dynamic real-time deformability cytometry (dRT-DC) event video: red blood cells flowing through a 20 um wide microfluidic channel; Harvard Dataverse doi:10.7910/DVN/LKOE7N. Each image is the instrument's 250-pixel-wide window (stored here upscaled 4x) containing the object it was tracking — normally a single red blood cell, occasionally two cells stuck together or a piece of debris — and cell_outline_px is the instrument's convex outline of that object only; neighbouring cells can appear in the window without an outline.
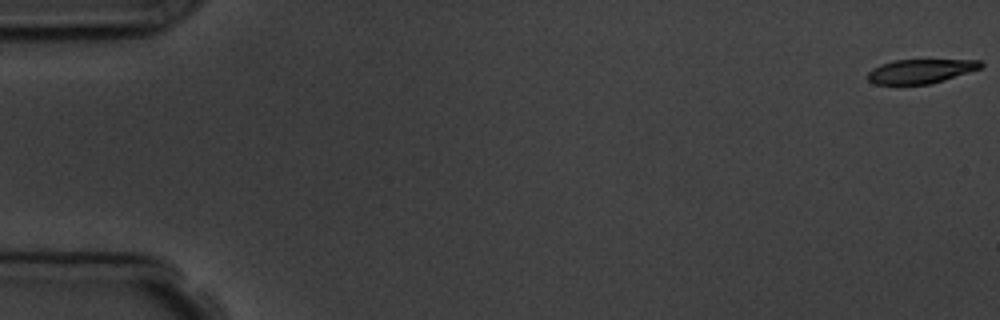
{"species": "common noctule bat (a hibernating species)", "species_latin": "Nyctalus noctula", "temperature_condition": "room temperature", "stored_images_in_passage": 5, "camera_frame_rate_fps": 3000, "um_per_image_px": 0.085, "animal": {"sex": "male", "body_mass_g": 19.5, "forearm_length_mm": 54.6}, "frame": {"image": 1, "passage_image": 1, "time_ms": 0.0, "image_size_px": [1000, 320], "cell_outline_px": [[984, 64], [980, 68], [944, 80], [928, 84], [876, 84], [868, 80], [868, 72], [872, 68], [880, 64], [896, 60], [980, 60]], "centroid_in_image_um": [78.23, 6.05], "position_along_channel_um": 6.8, "area_um2": 15.72}}
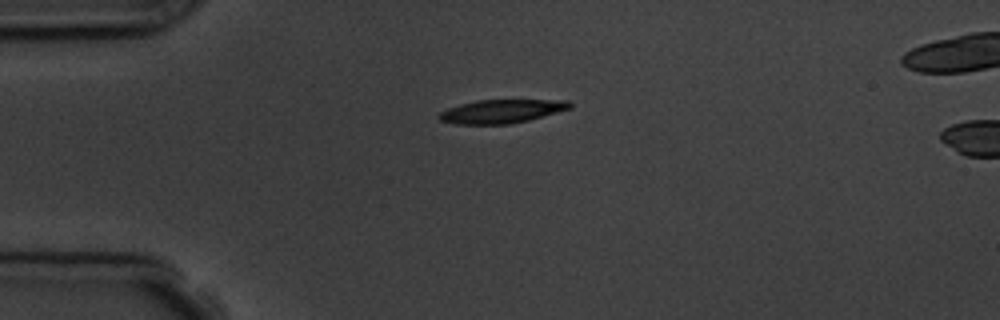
{"frame": {"image": 2, "passage_image": 4, "time_ms": 4.333, "image_size_px": [1000, 320], "cell_outline_px": [[572, 108], [528, 120], [508, 124], [456, 124], [440, 120], [436, 116], [440, 112], [448, 108], [460, 104], [476, 100], [568, 100], [572, 104]], "centroid_in_image_um": [42.62, 9.45], "position_along_channel_um": 42.4, "area_um2": 17.92}}